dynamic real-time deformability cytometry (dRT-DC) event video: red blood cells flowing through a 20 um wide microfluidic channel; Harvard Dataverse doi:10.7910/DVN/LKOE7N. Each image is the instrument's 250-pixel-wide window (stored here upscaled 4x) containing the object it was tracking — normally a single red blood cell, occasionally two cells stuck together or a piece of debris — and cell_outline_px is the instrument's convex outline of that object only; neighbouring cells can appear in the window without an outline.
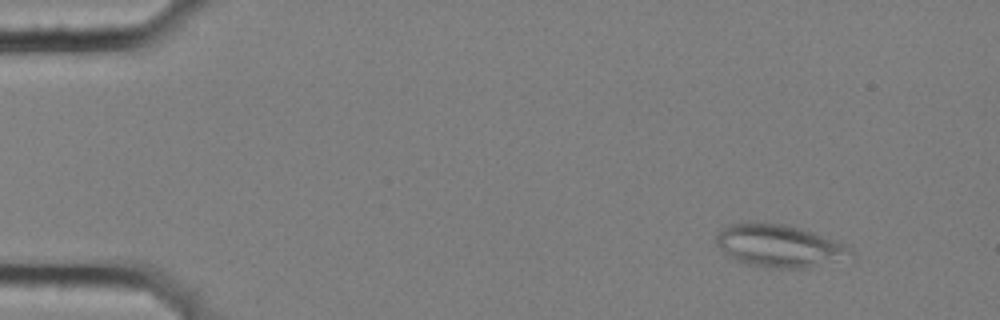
{"species": "common noctule bat (a hibernating species)", "species_latin": "Nyctalus noctula", "temperature_condition": "cold", "stored_images_in_passage": 5, "camera_frame_rate_fps": 3000, "um_per_image_px": 0.085, "animal": {"sex": "female", "body_mass_g": 25.1}, "frame": {"image": 1, "passage_image": 5, "time_ms": 1.333, "image_size_px": [1000, 320], "cell_outline_px": [[856, 256], [812, 268], [768, 268], [748, 264], [724, 256], [716, 244], [716, 232], [720, 228], [728, 224], [752, 220], [784, 224], [800, 228], [848, 244]], "centroid_in_image_um": [66.21, 20.88], "position_along_channel_um": 18.8, "area_um2": 34.51}}